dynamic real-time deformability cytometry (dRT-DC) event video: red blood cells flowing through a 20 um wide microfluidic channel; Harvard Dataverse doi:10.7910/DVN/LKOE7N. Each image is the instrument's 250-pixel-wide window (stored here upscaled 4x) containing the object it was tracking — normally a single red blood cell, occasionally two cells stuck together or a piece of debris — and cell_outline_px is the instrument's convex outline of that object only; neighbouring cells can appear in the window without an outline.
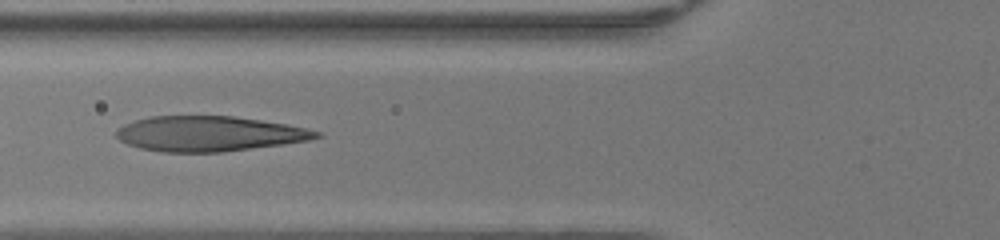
{"species": "human", "species_latin": "Homo sapiens", "temperature_condition": "warm", "stored_images_in_passage": 33, "camera_frame_rate_fps": 3000, "um_per_image_px": 0.085, "donor": {"sex": "female"}, "frame": {"image": 1, "passage_image": 18, "time_ms": 5.667, "image_size_px": [1000, 240], "cell_outline_px": [[320, 136], [304, 140], [280, 144], [216, 152], [168, 152], [144, 148], [128, 144], [120, 140], [116, 136], [116, 132], [120, 128], [136, 120], [152, 116], [232, 116], [284, 124], [320, 132]], "centroid_in_image_um": [17.71, 11.36], "position_along_channel_um": 108.1, "area_um2": 39.65}}
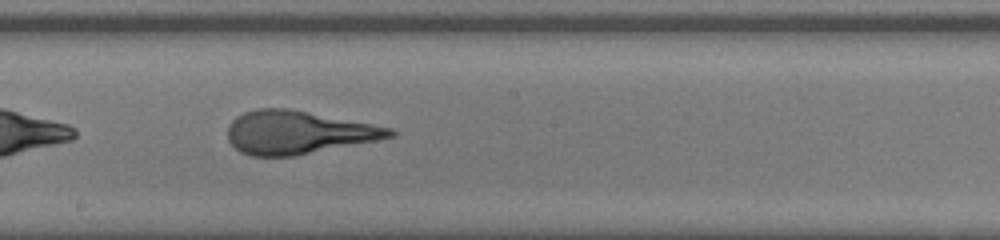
{"frame": {"image": 2, "passage_image": 26, "time_ms": 8.333, "image_size_px": [1000, 240], "cell_outline_px": [[396, 132], [392, 136], [292, 156], [256, 156], [244, 152], [236, 148], [228, 140], [228, 128], [232, 120], [248, 112], [260, 108], [284, 108], [368, 124], [388, 128]], "centroid_in_image_um": [25.23, 11.26], "position_along_channel_um": 223.0, "area_um2": 38.9}}
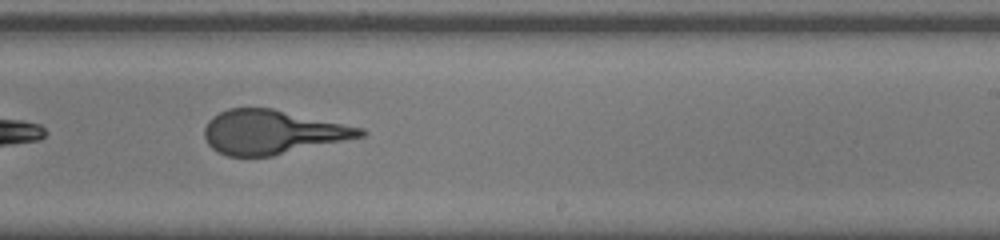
{"frame": {"image": 3, "passage_image": 29, "time_ms": 9.333, "image_size_px": [1000, 240], "cell_outline_px": [[364, 136], [268, 156], [228, 156], [212, 148], [208, 144], [204, 136], [204, 128], [220, 112], [232, 108], [272, 108], [360, 128], [364, 132]], "centroid_in_image_um": [23.09, 11.23], "position_along_channel_um": 265.9, "area_um2": 38.78}}